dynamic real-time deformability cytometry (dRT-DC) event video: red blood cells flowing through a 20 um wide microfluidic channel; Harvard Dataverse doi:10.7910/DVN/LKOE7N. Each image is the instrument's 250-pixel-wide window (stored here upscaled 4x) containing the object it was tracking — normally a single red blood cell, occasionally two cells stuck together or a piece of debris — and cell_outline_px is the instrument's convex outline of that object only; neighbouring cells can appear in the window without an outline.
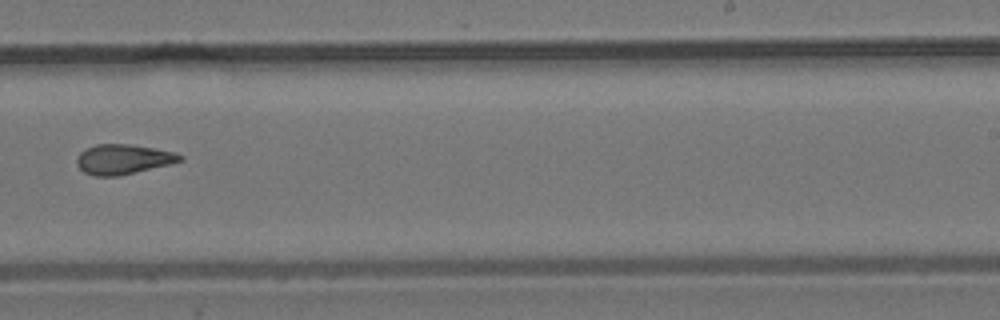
{"species": "common noctule bat (a hibernating species)", "species_latin": "Nyctalus noctula", "temperature_condition": "room temperature", "stored_images_in_passage": 16, "segment_of_instrument_passage": [1, 2], "camera_frame_rate_fps": 3000, "um_per_image_px": 0.085, "animal": {"sex": "male", "body_mass_g": 19.2, "forearm_length_mm": 51.8}, "frame": {"image": 1, "passage_image": 10, "time_ms": 3.0, "image_size_px": [1000, 320], "cell_outline_px": [[184, 160], [120, 176], [92, 176], [84, 172], [76, 164], [76, 156], [80, 152], [96, 144], [128, 144], [176, 152], [184, 156]], "centroid_in_image_um": [10.45, 13.54], "position_along_channel_um": 278.6, "area_um2": 17.98}}
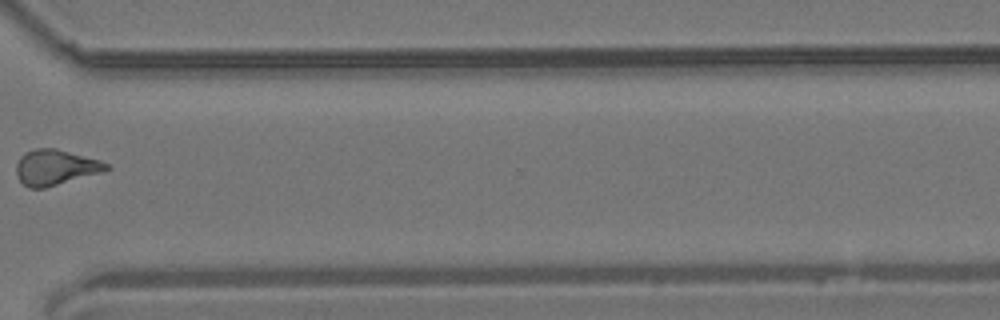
{"frame": {"image": 2, "passage_image": 12, "time_ms": 3.667, "image_size_px": [1000, 320], "cell_outline_px": [[112, 168], [100, 172], [44, 188], [28, 188], [16, 176], [16, 164], [20, 156], [24, 152], [36, 148], [56, 148], [100, 160], [108, 164]], "centroid_in_image_um": [4.67, 14.21], "position_along_channel_um": 365.9, "area_um2": 18.5}}